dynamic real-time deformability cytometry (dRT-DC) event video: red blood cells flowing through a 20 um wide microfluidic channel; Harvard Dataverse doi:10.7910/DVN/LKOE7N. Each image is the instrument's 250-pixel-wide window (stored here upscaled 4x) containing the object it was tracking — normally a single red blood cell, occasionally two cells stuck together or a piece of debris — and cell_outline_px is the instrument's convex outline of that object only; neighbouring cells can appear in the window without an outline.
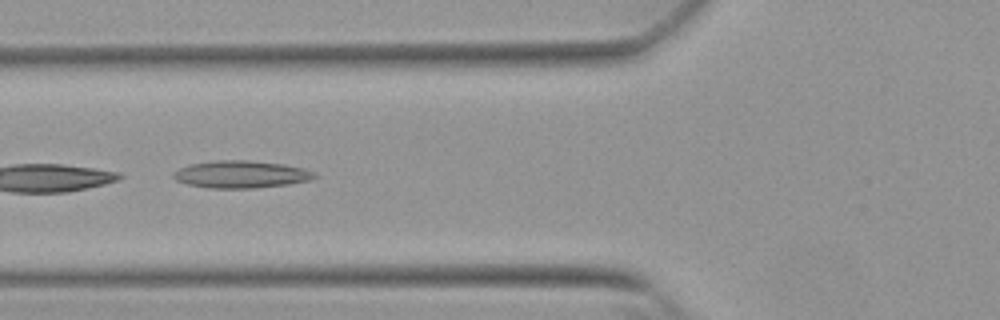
{"species": "Egyptian fruit bat (a non-hibernating species)", "species_latin": "Rousettus aegyptiacus", "temperature_condition": "warm", "stored_images_in_passage": 24, "camera_frame_rate_fps": 3000, "um_per_image_px": 0.085, "animal": {"sex": "female"}, "frame": {"image": 1, "passage_image": 4, "time_ms": 1.0, "image_size_px": [1000, 320], "cell_outline_px": [[320, 176], [312, 180], [288, 184], [256, 188], [208, 188], [188, 184], [176, 180], [172, 176], [172, 172], [188, 164], [216, 160], [248, 160], [284, 164], [304, 168]], "centroid_in_image_um": [20.5, 14.81], "position_along_channel_um": 105.3, "area_um2": 22.66}}